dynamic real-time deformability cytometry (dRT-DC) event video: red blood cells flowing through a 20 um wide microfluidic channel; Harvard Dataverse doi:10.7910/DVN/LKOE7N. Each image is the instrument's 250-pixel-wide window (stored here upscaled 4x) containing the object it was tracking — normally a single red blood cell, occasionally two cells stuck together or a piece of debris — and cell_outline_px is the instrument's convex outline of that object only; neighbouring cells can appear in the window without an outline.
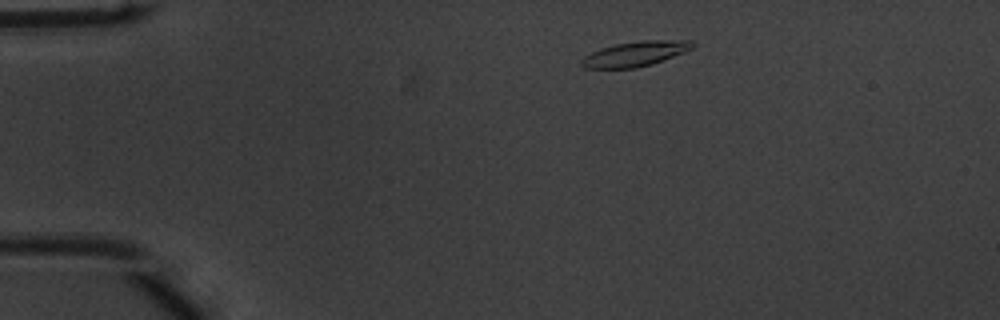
{"species": "common noctule bat (a hibernating species)", "species_latin": "Nyctalus noctula", "temperature_condition": "warm", "stored_images_in_passage": 43, "camera_frame_rate_fps": 3000, "um_per_image_px": 0.085, "animal": {"sex": "male", "body_mass_g": 20.1, "forearm_length_mm": 53.5}, "frame": {"image": 1, "passage_image": 1, "time_ms": 0.0, "image_size_px": [1000, 320], "cell_outline_px": [[696, 48], [652, 64], [636, 68], [584, 68], [580, 64], [580, 60], [584, 56], [600, 48], [616, 44], [640, 40], [692, 40], [696, 44]], "centroid_in_image_um": [54.04, 4.57], "position_along_channel_um": 31.0, "area_um2": 16.36}}
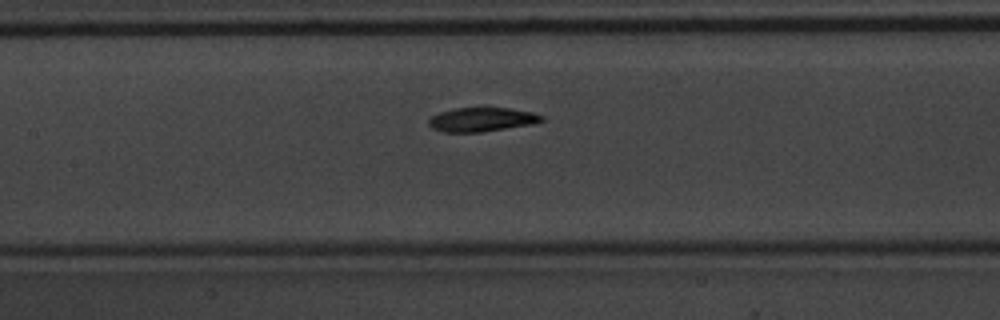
{"frame": {"image": 2, "passage_image": 16, "time_ms": 5.0, "image_size_px": [1000, 320], "cell_outline_px": [[544, 120], [532, 124], [480, 132], [444, 132], [432, 128], [428, 124], [428, 120], [432, 116], [440, 112], [452, 108], [508, 108], [532, 112], [544, 116]], "centroid_in_image_um": [40.93, 10.16], "position_along_channel_um": 166.5, "area_um2": 15.72}}
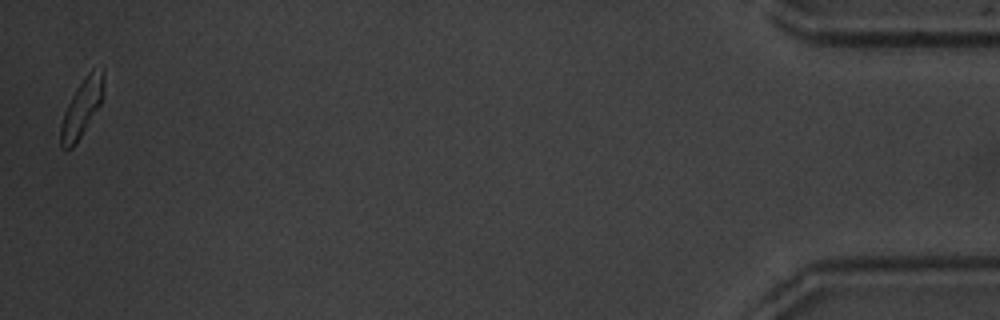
{"frame": {"image": 3, "passage_image": 43, "time_ms": 14.0, "image_size_px": [1000, 320], "cell_outline_px": [[104, 96], [100, 104], [80, 136], [72, 148], [64, 152], [60, 148], [60, 128], [64, 112], [76, 88], [84, 76], [92, 68], [104, 64]], "centroid_in_image_um": [6.97, 9.1], "position_along_channel_um": 428.2, "area_um2": 14.68}, "authors_computed_cell_mechanics": {"area_um2": 16.1262, "velocity_mm_per_s": 3.8617, "shape_relaxation_time_tau1_ms": 2.1044, "shape_relaxation_time_tau2_ms": 8.5547, "deformation_change_tau1": 0.155, "deformation_change_tau2": 0.1078}}